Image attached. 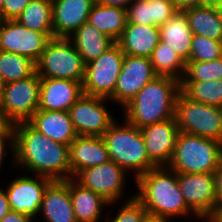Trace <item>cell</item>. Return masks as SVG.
Listing matches in <instances>:
<instances>
[{"label": "cell", "instance_id": "26", "mask_svg": "<svg viewBox=\"0 0 222 222\" xmlns=\"http://www.w3.org/2000/svg\"><path fill=\"white\" fill-rule=\"evenodd\" d=\"M183 12L193 34L222 41V9L196 6Z\"/></svg>", "mask_w": 222, "mask_h": 222}, {"label": "cell", "instance_id": "17", "mask_svg": "<svg viewBox=\"0 0 222 222\" xmlns=\"http://www.w3.org/2000/svg\"><path fill=\"white\" fill-rule=\"evenodd\" d=\"M83 95L82 82L41 78L38 110L68 112Z\"/></svg>", "mask_w": 222, "mask_h": 222}, {"label": "cell", "instance_id": "28", "mask_svg": "<svg viewBox=\"0 0 222 222\" xmlns=\"http://www.w3.org/2000/svg\"><path fill=\"white\" fill-rule=\"evenodd\" d=\"M16 20L33 31L54 33L52 0H31Z\"/></svg>", "mask_w": 222, "mask_h": 222}, {"label": "cell", "instance_id": "2", "mask_svg": "<svg viewBox=\"0 0 222 222\" xmlns=\"http://www.w3.org/2000/svg\"><path fill=\"white\" fill-rule=\"evenodd\" d=\"M135 183L139 190L135 197L150 217L172 219L193 213L199 219L184 200L177 173L167 166L150 169L140 175Z\"/></svg>", "mask_w": 222, "mask_h": 222}, {"label": "cell", "instance_id": "4", "mask_svg": "<svg viewBox=\"0 0 222 222\" xmlns=\"http://www.w3.org/2000/svg\"><path fill=\"white\" fill-rule=\"evenodd\" d=\"M123 126L115 121L101 136L110 160L126 171H134L135 180L157 166L149 159L141 130L124 120Z\"/></svg>", "mask_w": 222, "mask_h": 222}, {"label": "cell", "instance_id": "43", "mask_svg": "<svg viewBox=\"0 0 222 222\" xmlns=\"http://www.w3.org/2000/svg\"><path fill=\"white\" fill-rule=\"evenodd\" d=\"M134 0H95V2L106 5L127 9L130 3Z\"/></svg>", "mask_w": 222, "mask_h": 222}, {"label": "cell", "instance_id": "11", "mask_svg": "<svg viewBox=\"0 0 222 222\" xmlns=\"http://www.w3.org/2000/svg\"><path fill=\"white\" fill-rule=\"evenodd\" d=\"M54 33H40L17 20H1L0 50L29 57L37 62Z\"/></svg>", "mask_w": 222, "mask_h": 222}, {"label": "cell", "instance_id": "14", "mask_svg": "<svg viewBox=\"0 0 222 222\" xmlns=\"http://www.w3.org/2000/svg\"><path fill=\"white\" fill-rule=\"evenodd\" d=\"M156 76L150 58L125 55L115 91L109 100L123 107Z\"/></svg>", "mask_w": 222, "mask_h": 222}, {"label": "cell", "instance_id": "48", "mask_svg": "<svg viewBox=\"0 0 222 222\" xmlns=\"http://www.w3.org/2000/svg\"><path fill=\"white\" fill-rule=\"evenodd\" d=\"M5 86H6V82L4 81L2 75L0 74V99H1L2 94L4 92Z\"/></svg>", "mask_w": 222, "mask_h": 222}, {"label": "cell", "instance_id": "15", "mask_svg": "<svg viewBox=\"0 0 222 222\" xmlns=\"http://www.w3.org/2000/svg\"><path fill=\"white\" fill-rule=\"evenodd\" d=\"M35 178L22 175L14 179L5 190L11 211L26 214L31 219L39 214L44 192L53 181L45 176L35 175Z\"/></svg>", "mask_w": 222, "mask_h": 222}, {"label": "cell", "instance_id": "32", "mask_svg": "<svg viewBox=\"0 0 222 222\" xmlns=\"http://www.w3.org/2000/svg\"><path fill=\"white\" fill-rule=\"evenodd\" d=\"M222 79V57L208 62L188 61L181 81Z\"/></svg>", "mask_w": 222, "mask_h": 222}, {"label": "cell", "instance_id": "8", "mask_svg": "<svg viewBox=\"0 0 222 222\" xmlns=\"http://www.w3.org/2000/svg\"><path fill=\"white\" fill-rule=\"evenodd\" d=\"M124 56L115 42L97 59L86 64L82 81L84 95L109 99L115 91Z\"/></svg>", "mask_w": 222, "mask_h": 222}, {"label": "cell", "instance_id": "13", "mask_svg": "<svg viewBox=\"0 0 222 222\" xmlns=\"http://www.w3.org/2000/svg\"><path fill=\"white\" fill-rule=\"evenodd\" d=\"M109 99L81 96L68 111L77 136H102L115 119L103 104Z\"/></svg>", "mask_w": 222, "mask_h": 222}, {"label": "cell", "instance_id": "16", "mask_svg": "<svg viewBox=\"0 0 222 222\" xmlns=\"http://www.w3.org/2000/svg\"><path fill=\"white\" fill-rule=\"evenodd\" d=\"M140 130L149 159L157 167L168 166L180 133L175 119L147 125Z\"/></svg>", "mask_w": 222, "mask_h": 222}, {"label": "cell", "instance_id": "49", "mask_svg": "<svg viewBox=\"0 0 222 222\" xmlns=\"http://www.w3.org/2000/svg\"><path fill=\"white\" fill-rule=\"evenodd\" d=\"M5 0H0V12L2 10V6H3V3H4Z\"/></svg>", "mask_w": 222, "mask_h": 222}, {"label": "cell", "instance_id": "34", "mask_svg": "<svg viewBox=\"0 0 222 222\" xmlns=\"http://www.w3.org/2000/svg\"><path fill=\"white\" fill-rule=\"evenodd\" d=\"M126 201L113 219H106L107 222H144L147 219L148 212L135 195Z\"/></svg>", "mask_w": 222, "mask_h": 222}, {"label": "cell", "instance_id": "23", "mask_svg": "<svg viewBox=\"0 0 222 222\" xmlns=\"http://www.w3.org/2000/svg\"><path fill=\"white\" fill-rule=\"evenodd\" d=\"M160 41L168 44L185 63L189 61L193 32L183 11H177L160 27Z\"/></svg>", "mask_w": 222, "mask_h": 222}, {"label": "cell", "instance_id": "22", "mask_svg": "<svg viewBox=\"0 0 222 222\" xmlns=\"http://www.w3.org/2000/svg\"><path fill=\"white\" fill-rule=\"evenodd\" d=\"M160 42L158 26L127 23L117 41L125 55L150 58Z\"/></svg>", "mask_w": 222, "mask_h": 222}, {"label": "cell", "instance_id": "30", "mask_svg": "<svg viewBox=\"0 0 222 222\" xmlns=\"http://www.w3.org/2000/svg\"><path fill=\"white\" fill-rule=\"evenodd\" d=\"M181 91L191 100L220 108L222 106V79L180 81Z\"/></svg>", "mask_w": 222, "mask_h": 222}, {"label": "cell", "instance_id": "36", "mask_svg": "<svg viewBox=\"0 0 222 222\" xmlns=\"http://www.w3.org/2000/svg\"><path fill=\"white\" fill-rule=\"evenodd\" d=\"M177 11L173 0H151L152 26L160 27Z\"/></svg>", "mask_w": 222, "mask_h": 222}, {"label": "cell", "instance_id": "3", "mask_svg": "<svg viewBox=\"0 0 222 222\" xmlns=\"http://www.w3.org/2000/svg\"><path fill=\"white\" fill-rule=\"evenodd\" d=\"M180 91L179 80L156 76L122 107L126 122L141 129L174 118L175 102Z\"/></svg>", "mask_w": 222, "mask_h": 222}, {"label": "cell", "instance_id": "31", "mask_svg": "<svg viewBox=\"0 0 222 222\" xmlns=\"http://www.w3.org/2000/svg\"><path fill=\"white\" fill-rule=\"evenodd\" d=\"M36 73V62L29 57L0 50V74L6 83L28 78Z\"/></svg>", "mask_w": 222, "mask_h": 222}, {"label": "cell", "instance_id": "10", "mask_svg": "<svg viewBox=\"0 0 222 222\" xmlns=\"http://www.w3.org/2000/svg\"><path fill=\"white\" fill-rule=\"evenodd\" d=\"M178 184L187 206L201 219L210 220L218 209L215 174L178 173Z\"/></svg>", "mask_w": 222, "mask_h": 222}, {"label": "cell", "instance_id": "21", "mask_svg": "<svg viewBox=\"0 0 222 222\" xmlns=\"http://www.w3.org/2000/svg\"><path fill=\"white\" fill-rule=\"evenodd\" d=\"M27 122L49 139L67 146L77 137L66 111L37 110Z\"/></svg>", "mask_w": 222, "mask_h": 222}, {"label": "cell", "instance_id": "42", "mask_svg": "<svg viewBox=\"0 0 222 222\" xmlns=\"http://www.w3.org/2000/svg\"><path fill=\"white\" fill-rule=\"evenodd\" d=\"M11 211L4 189L0 188V219Z\"/></svg>", "mask_w": 222, "mask_h": 222}, {"label": "cell", "instance_id": "41", "mask_svg": "<svg viewBox=\"0 0 222 222\" xmlns=\"http://www.w3.org/2000/svg\"><path fill=\"white\" fill-rule=\"evenodd\" d=\"M5 150H11V152H13V159H14V139H0V168L2 166L1 164L3 163L2 161L4 160L5 153L7 152Z\"/></svg>", "mask_w": 222, "mask_h": 222}, {"label": "cell", "instance_id": "19", "mask_svg": "<svg viewBox=\"0 0 222 222\" xmlns=\"http://www.w3.org/2000/svg\"><path fill=\"white\" fill-rule=\"evenodd\" d=\"M70 178L80 171L110 160L108 149L101 136H77L69 145Z\"/></svg>", "mask_w": 222, "mask_h": 222}, {"label": "cell", "instance_id": "20", "mask_svg": "<svg viewBox=\"0 0 222 222\" xmlns=\"http://www.w3.org/2000/svg\"><path fill=\"white\" fill-rule=\"evenodd\" d=\"M46 222H77L69 191V179L53 180L46 188L39 214Z\"/></svg>", "mask_w": 222, "mask_h": 222}, {"label": "cell", "instance_id": "27", "mask_svg": "<svg viewBox=\"0 0 222 222\" xmlns=\"http://www.w3.org/2000/svg\"><path fill=\"white\" fill-rule=\"evenodd\" d=\"M88 22L117 42L127 25V11L124 8L94 3Z\"/></svg>", "mask_w": 222, "mask_h": 222}, {"label": "cell", "instance_id": "1", "mask_svg": "<svg viewBox=\"0 0 222 222\" xmlns=\"http://www.w3.org/2000/svg\"><path fill=\"white\" fill-rule=\"evenodd\" d=\"M13 165L52 180L70 179L69 146L55 142L28 122L16 123Z\"/></svg>", "mask_w": 222, "mask_h": 222}, {"label": "cell", "instance_id": "44", "mask_svg": "<svg viewBox=\"0 0 222 222\" xmlns=\"http://www.w3.org/2000/svg\"><path fill=\"white\" fill-rule=\"evenodd\" d=\"M173 2L178 11L199 6V0H173Z\"/></svg>", "mask_w": 222, "mask_h": 222}, {"label": "cell", "instance_id": "33", "mask_svg": "<svg viewBox=\"0 0 222 222\" xmlns=\"http://www.w3.org/2000/svg\"><path fill=\"white\" fill-rule=\"evenodd\" d=\"M222 57V41L193 35L189 61L208 62Z\"/></svg>", "mask_w": 222, "mask_h": 222}, {"label": "cell", "instance_id": "7", "mask_svg": "<svg viewBox=\"0 0 222 222\" xmlns=\"http://www.w3.org/2000/svg\"><path fill=\"white\" fill-rule=\"evenodd\" d=\"M85 64L68 38H52L36 62L40 78H58L82 82Z\"/></svg>", "mask_w": 222, "mask_h": 222}, {"label": "cell", "instance_id": "6", "mask_svg": "<svg viewBox=\"0 0 222 222\" xmlns=\"http://www.w3.org/2000/svg\"><path fill=\"white\" fill-rule=\"evenodd\" d=\"M174 119L180 132L222 142V115L218 107L193 101L180 91Z\"/></svg>", "mask_w": 222, "mask_h": 222}, {"label": "cell", "instance_id": "45", "mask_svg": "<svg viewBox=\"0 0 222 222\" xmlns=\"http://www.w3.org/2000/svg\"><path fill=\"white\" fill-rule=\"evenodd\" d=\"M199 6L217 7L222 9V0H199Z\"/></svg>", "mask_w": 222, "mask_h": 222}, {"label": "cell", "instance_id": "38", "mask_svg": "<svg viewBox=\"0 0 222 222\" xmlns=\"http://www.w3.org/2000/svg\"><path fill=\"white\" fill-rule=\"evenodd\" d=\"M16 123L0 108V139H14Z\"/></svg>", "mask_w": 222, "mask_h": 222}, {"label": "cell", "instance_id": "40", "mask_svg": "<svg viewBox=\"0 0 222 222\" xmlns=\"http://www.w3.org/2000/svg\"><path fill=\"white\" fill-rule=\"evenodd\" d=\"M214 174H215L216 197L218 200V207H219L222 206V163Z\"/></svg>", "mask_w": 222, "mask_h": 222}, {"label": "cell", "instance_id": "37", "mask_svg": "<svg viewBox=\"0 0 222 222\" xmlns=\"http://www.w3.org/2000/svg\"><path fill=\"white\" fill-rule=\"evenodd\" d=\"M31 0H5L0 12L1 20H16Z\"/></svg>", "mask_w": 222, "mask_h": 222}, {"label": "cell", "instance_id": "18", "mask_svg": "<svg viewBox=\"0 0 222 222\" xmlns=\"http://www.w3.org/2000/svg\"><path fill=\"white\" fill-rule=\"evenodd\" d=\"M94 3L95 0H52L54 37L68 38L88 22Z\"/></svg>", "mask_w": 222, "mask_h": 222}, {"label": "cell", "instance_id": "35", "mask_svg": "<svg viewBox=\"0 0 222 222\" xmlns=\"http://www.w3.org/2000/svg\"><path fill=\"white\" fill-rule=\"evenodd\" d=\"M126 11L127 23L152 26L151 0H134Z\"/></svg>", "mask_w": 222, "mask_h": 222}, {"label": "cell", "instance_id": "29", "mask_svg": "<svg viewBox=\"0 0 222 222\" xmlns=\"http://www.w3.org/2000/svg\"><path fill=\"white\" fill-rule=\"evenodd\" d=\"M155 73L169 76L181 81L184 77L186 63L168 44L159 42L150 56Z\"/></svg>", "mask_w": 222, "mask_h": 222}, {"label": "cell", "instance_id": "39", "mask_svg": "<svg viewBox=\"0 0 222 222\" xmlns=\"http://www.w3.org/2000/svg\"><path fill=\"white\" fill-rule=\"evenodd\" d=\"M32 221L33 219H31L28 215L15 211H10L2 219H0V222H32Z\"/></svg>", "mask_w": 222, "mask_h": 222}, {"label": "cell", "instance_id": "25", "mask_svg": "<svg viewBox=\"0 0 222 222\" xmlns=\"http://www.w3.org/2000/svg\"><path fill=\"white\" fill-rule=\"evenodd\" d=\"M68 39L82 57L85 65L97 59L115 43L89 22L82 24Z\"/></svg>", "mask_w": 222, "mask_h": 222}, {"label": "cell", "instance_id": "12", "mask_svg": "<svg viewBox=\"0 0 222 222\" xmlns=\"http://www.w3.org/2000/svg\"><path fill=\"white\" fill-rule=\"evenodd\" d=\"M125 173V169L109 160L80 171L73 179L82 187L101 195L110 205H113L125 191Z\"/></svg>", "mask_w": 222, "mask_h": 222}, {"label": "cell", "instance_id": "5", "mask_svg": "<svg viewBox=\"0 0 222 222\" xmlns=\"http://www.w3.org/2000/svg\"><path fill=\"white\" fill-rule=\"evenodd\" d=\"M222 163V142L180 132L168 168L184 174L215 173Z\"/></svg>", "mask_w": 222, "mask_h": 222}, {"label": "cell", "instance_id": "24", "mask_svg": "<svg viewBox=\"0 0 222 222\" xmlns=\"http://www.w3.org/2000/svg\"><path fill=\"white\" fill-rule=\"evenodd\" d=\"M69 191L77 222H100L103 206H110L101 195L86 189L73 178L69 179Z\"/></svg>", "mask_w": 222, "mask_h": 222}, {"label": "cell", "instance_id": "47", "mask_svg": "<svg viewBox=\"0 0 222 222\" xmlns=\"http://www.w3.org/2000/svg\"><path fill=\"white\" fill-rule=\"evenodd\" d=\"M168 218H155L148 216L144 222H169Z\"/></svg>", "mask_w": 222, "mask_h": 222}, {"label": "cell", "instance_id": "46", "mask_svg": "<svg viewBox=\"0 0 222 222\" xmlns=\"http://www.w3.org/2000/svg\"><path fill=\"white\" fill-rule=\"evenodd\" d=\"M212 222H222V206H219L215 215L210 219Z\"/></svg>", "mask_w": 222, "mask_h": 222}, {"label": "cell", "instance_id": "9", "mask_svg": "<svg viewBox=\"0 0 222 222\" xmlns=\"http://www.w3.org/2000/svg\"><path fill=\"white\" fill-rule=\"evenodd\" d=\"M40 76L6 83L0 108L15 122H27L39 108Z\"/></svg>", "mask_w": 222, "mask_h": 222}]
</instances>
